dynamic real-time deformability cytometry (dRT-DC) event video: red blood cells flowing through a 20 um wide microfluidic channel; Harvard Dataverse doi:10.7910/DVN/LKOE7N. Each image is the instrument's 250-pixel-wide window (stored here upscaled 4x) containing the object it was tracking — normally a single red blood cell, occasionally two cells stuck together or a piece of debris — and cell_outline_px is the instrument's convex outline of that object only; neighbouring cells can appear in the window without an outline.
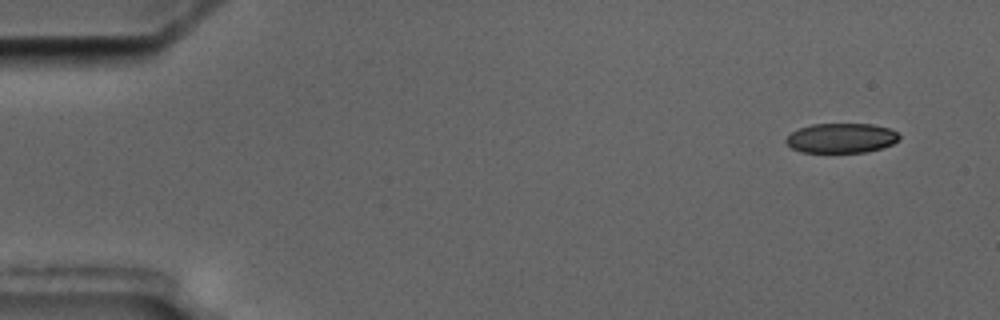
{"species": "common noctule bat (a hibernating species)", "species_latin": "Nyctalus noctula", "temperature_condition": "cold", "stored_images_in_passage": 5, "segment_of_instrument_passage": [1, 2], "camera_frame_rate_fps": 3000, "um_per_image_px": 0.085, "animal": {"sex": "male", "body_mass_g": 17.5, "forearm_length_mm": 52.3}, "frame": {"image": 1, "passage_image": 1, "time_ms": 0.0, "image_size_px": [1000, 320], "cell_outline_px": [[900, 140], [892, 144], [868, 152], [800, 152], [792, 148], [784, 140], [792, 132], [800, 128], [812, 124], [872, 124], [888, 128], [896, 132], [900, 136]], "centroid_in_image_um": [71.52, 11.74], "position_along_channel_um": 13.5, "area_um2": 19.54}}
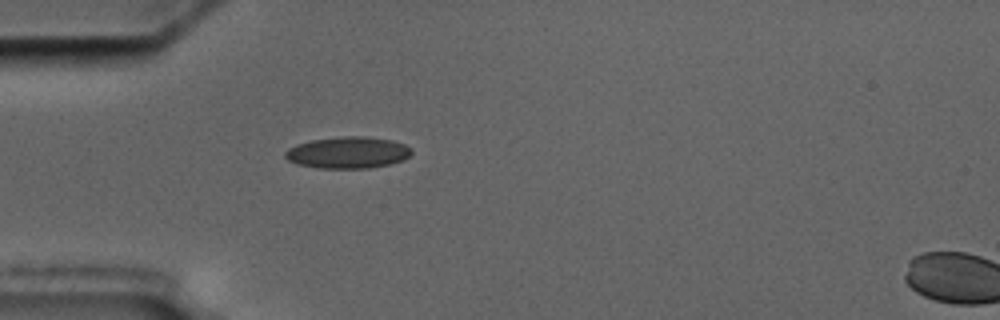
{"frame": {"image": 2, "passage_image": 4, "time_ms": 4.333, "image_size_px": [1000, 320], "cell_outline_px": [[412, 152], [404, 160], [388, 164], [368, 168], [320, 168], [296, 164], [288, 160], [284, 156], [284, 152], [288, 148], [296, 144], [312, 140], [344, 136], [364, 136], [392, 140], [404, 144], [412, 148]], "centroid_in_image_um": [29.55, 12.96], "position_along_channel_um": 55.4, "area_um2": 23.29}}